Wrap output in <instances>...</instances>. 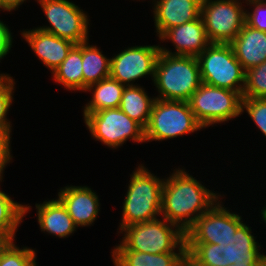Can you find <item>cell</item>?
I'll return each mask as SVG.
<instances>
[{
  "instance_id": "obj_1",
  "label": "cell",
  "mask_w": 266,
  "mask_h": 266,
  "mask_svg": "<svg viewBox=\"0 0 266 266\" xmlns=\"http://www.w3.org/2000/svg\"><path fill=\"white\" fill-rule=\"evenodd\" d=\"M220 197L184 168L174 169L163 183L161 217L185 233Z\"/></svg>"
},
{
  "instance_id": "obj_2",
  "label": "cell",
  "mask_w": 266,
  "mask_h": 266,
  "mask_svg": "<svg viewBox=\"0 0 266 266\" xmlns=\"http://www.w3.org/2000/svg\"><path fill=\"white\" fill-rule=\"evenodd\" d=\"M251 227L243 223L230 238L218 242L185 243L187 266H227L256 264L262 255Z\"/></svg>"
},
{
  "instance_id": "obj_3",
  "label": "cell",
  "mask_w": 266,
  "mask_h": 266,
  "mask_svg": "<svg viewBox=\"0 0 266 266\" xmlns=\"http://www.w3.org/2000/svg\"><path fill=\"white\" fill-rule=\"evenodd\" d=\"M130 177L122 206L119 232L124 227L152 221L161 216L162 188L165 178L160 179L143 164H139Z\"/></svg>"
},
{
  "instance_id": "obj_4",
  "label": "cell",
  "mask_w": 266,
  "mask_h": 266,
  "mask_svg": "<svg viewBox=\"0 0 266 266\" xmlns=\"http://www.w3.org/2000/svg\"><path fill=\"white\" fill-rule=\"evenodd\" d=\"M153 82L156 99L188 102L202 84L197 57L160 52Z\"/></svg>"
},
{
  "instance_id": "obj_5",
  "label": "cell",
  "mask_w": 266,
  "mask_h": 266,
  "mask_svg": "<svg viewBox=\"0 0 266 266\" xmlns=\"http://www.w3.org/2000/svg\"><path fill=\"white\" fill-rule=\"evenodd\" d=\"M120 244L112 250H133L150 254L187 252L185 233L165 218L124 227ZM177 250V251H176Z\"/></svg>"
},
{
  "instance_id": "obj_6",
  "label": "cell",
  "mask_w": 266,
  "mask_h": 266,
  "mask_svg": "<svg viewBox=\"0 0 266 266\" xmlns=\"http://www.w3.org/2000/svg\"><path fill=\"white\" fill-rule=\"evenodd\" d=\"M202 129L189 102L155 99L144 137L145 142L163 141Z\"/></svg>"
},
{
  "instance_id": "obj_7",
  "label": "cell",
  "mask_w": 266,
  "mask_h": 266,
  "mask_svg": "<svg viewBox=\"0 0 266 266\" xmlns=\"http://www.w3.org/2000/svg\"><path fill=\"white\" fill-rule=\"evenodd\" d=\"M203 83L243 95L245 74L230 43H211L197 56Z\"/></svg>"
},
{
  "instance_id": "obj_8",
  "label": "cell",
  "mask_w": 266,
  "mask_h": 266,
  "mask_svg": "<svg viewBox=\"0 0 266 266\" xmlns=\"http://www.w3.org/2000/svg\"><path fill=\"white\" fill-rule=\"evenodd\" d=\"M188 102L203 128L228 122L242 114V95L239 92L203 82Z\"/></svg>"
},
{
  "instance_id": "obj_9",
  "label": "cell",
  "mask_w": 266,
  "mask_h": 266,
  "mask_svg": "<svg viewBox=\"0 0 266 266\" xmlns=\"http://www.w3.org/2000/svg\"><path fill=\"white\" fill-rule=\"evenodd\" d=\"M83 118L91 136L113 150L128 139L140 144L145 142L144 128L119 107L88 113Z\"/></svg>"
},
{
  "instance_id": "obj_10",
  "label": "cell",
  "mask_w": 266,
  "mask_h": 266,
  "mask_svg": "<svg viewBox=\"0 0 266 266\" xmlns=\"http://www.w3.org/2000/svg\"><path fill=\"white\" fill-rule=\"evenodd\" d=\"M200 16L211 43H231L245 24L246 9L241 0H202Z\"/></svg>"
},
{
  "instance_id": "obj_11",
  "label": "cell",
  "mask_w": 266,
  "mask_h": 266,
  "mask_svg": "<svg viewBox=\"0 0 266 266\" xmlns=\"http://www.w3.org/2000/svg\"><path fill=\"white\" fill-rule=\"evenodd\" d=\"M50 26L37 27L74 44L89 41V17L69 0H38Z\"/></svg>"
},
{
  "instance_id": "obj_12",
  "label": "cell",
  "mask_w": 266,
  "mask_h": 266,
  "mask_svg": "<svg viewBox=\"0 0 266 266\" xmlns=\"http://www.w3.org/2000/svg\"><path fill=\"white\" fill-rule=\"evenodd\" d=\"M220 200L201 215L185 232V243L218 244L234 235L243 219L231 213Z\"/></svg>"
},
{
  "instance_id": "obj_13",
  "label": "cell",
  "mask_w": 266,
  "mask_h": 266,
  "mask_svg": "<svg viewBox=\"0 0 266 266\" xmlns=\"http://www.w3.org/2000/svg\"><path fill=\"white\" fill-rule=\"evenodd\" d=\"M160 52V45L128 47L111 58L110 77L125 86H136V80L149 75L154 80Z\"/></svg>"
},
{
  "instance_id": "obj_14",
  "label": "cell",
  "mask_w": 266,
  "mask_h": 266,
  "mask_svg": "<svg viewBox=\"0 0 266 266\" xmlns=\"http://www.w3.org/2000/svg\"><path fill=\"white\" fill-rule=\"evenodd\" d=\"M159 39L163 42L164 40H167V42L170 40L174 45L176 52L170 51L163 45L160 46L162 53L170 55L197 57L211 44L201 16L198 19L167 30Z\"/></svg>"
},
{
  "instance_id": "obj_15",
  "label": "cell",
  "mask_w": 266,
  "mask_h": 266,
  "mask_svg": "<svg viewBox=\"0 0 266 266\" xmlns=\"http://www.w3.org/2000/svg\"><path fill=\"white\" fill-rule=\"evenodd\" d=\"M66 207L76 227L91 226L100 211L96 192L88 186H66L61 188L57 197Z\"/></svg>"
},
{
  "instance_id": "obj_16",
  "label": "cell",
  "mask_w": 266,
  "mask_h": 266,
  "mask_svg": "<svg viewBox=\"0 0 266 266\" xmlns=\"http://www.w3.org/2000/svg\"><path fill=\"white\" fill-rule=\"evenodd\" d=\"M202 0H154L155 31L160 38L167 30L198 19Z\"/></svg>"
},
{
  "instance_id": "obj_17",
  "label": "cell",
  "mask_w": 266,
  "mask_h": 266,
  "mask_svg": "<svg viewBox=\"0 0 266 266\" xmlns=\"http://www.w3.org/2000/svg\"><path fill=\"white\" fill-rule=\"evenodd\" d=\"M21 34V37L25 39L44 66L50 69L51 73L65 60L68 52L75 45L67 39L57 37L39 28L23 30Z\"/></svg>"
},
{
  "instance_id": "obj_18",
  "label": "cell",
  "mask_w": 266,
  "mask_h": 266,
  "mask_svg": "<svg viewBox=\"0 0 266 266\" xmlns=\"http://www.w3.org/2000/svg\"><path fill=\"white\" fill-rule=\"evenodd\" d=\"M230 45L245 71L266 61V32L264 31L254 29L245 23Z\"/></svg>"
},
{
  "instance_id": "obj_19",
  "label": "cell",
  "mask_w": 266,
  "mask_h": 266,
  "mask_svg": "<svg viewBox=\"0 0 266 266\" xmlns=\"http://www.w3.org/2000/svg\"><path fill=\"white\" fill-rule=\"evenodd\" d=\"M37 221L40 230L59 238H68L77 229L66 207L57 199L36 203Z\"/></svg>"
},
{
  "instance_id": "obj_20",
  "label": "cell",
  "mask_w": 266,
  "mask_h": 266,
  "mask_svg": "<svg viewBox=\"0 0 266 266\" xmlns=\"http://www.w3.org/2000/svg\"><path fill=\"white\" fill-rule=\"evenodd\" d=\"M114 266H187V252L150 254L133 250H112Z\"/></svg>"
},
{
  "instance_id": "obj_21",
  "label": "cell",
  "mask_w": 266,
  "mask_h": 266,
  "mask_svg": "<svg viewBox=\"0 0 266 266\" xmlns=\"http://www.w3.org/2000/svg\"><path fill=\"white\" fill-rule=\"evenodd\" d=\"M125 87V85H122L119 81L111 77H107L98 83L90 85L86 89V92L91 91L92 98L83 107V116L104 109L120 107Z\"/></svg>"
},
{
  "instance_id": "obj_22",
  "label": "cell",
  "mask_w": 266,
  "mask_h": 266,
  "mask_svg": "<svg viewBox=\"0 0 266 266\" xmlns=\"http://www.w3.org/2000/svg\"><path fill=\"white\" fill-rule=\"evenodd\" d=\"M96 45L82 42L83 92L102 79L110 77L111 58H107Z\"/></svg>"
},
{
  "instance_id": "obj_23",
  "label": "cell",
  "mask_w": 266,
  "mask_h": 266,
  "mask_svg": "<svg viewBox=\"0 0 266 266\" xmlns=\"http://www.w3.org/2000/svg\"><path fill=\"white\" fill-rule=\"evenodd\" d=\"M155 99V97H149L142 86H126L119 108L145 128L148 124Z\"/></svg>"
},
{
  "instance_id": "obj_24",
  "label": "cell",
  "mask_w": 266,
  "mask_h": 266,
  "mask_svg": "<svg viewBox=\"0 0 266 266\" xmlns=\"http://www.w3.org/2000/svg\"><path fill=\"white\" fill-rule=\"evenodd\" d=\"M82 43L75 44L65 60L52 72L56 83L68 91H83Z\"/></svg>"
},
{
  "instance_id": "obj_25",
  "label": "cell",
  "mask_w": 266,
  "mask_h": 266,
  "mask_svg": "<svg viewBox=\"0 0 266 266\" xmlns=\"http://www.w3.org/2000/svg\"><path fill=\"white\" fill-rule=\"evenodd\" d=\"M31 207L15 202L0 189V233L7 240H15L17 229Z\"/></svg>"
},
{
  "instance_id": "obj_26",
  "label": "cell",
  "mask_w": 266,
  "mask_h": 266,
  "mask_svg": "<svg viewBox=\"0 0 266 266\" xmlns=\"http://www.w3.org/2000/svg\"><path fill=\"white\" fill-rule=\"evenodd\" d=\"M15 240H8L0 249V266H38L36 251L18 247Z\"/></svg>"
},
{
  "instance_id": "obj_27",
  "label": "cell",
  "mask_w": 266,
  "mask_h": 266,
  "mask_svg": "<svg viewBox=\"0 0 266 266\" xmlns=\"http://www.w3.org/2000/svg\"><path fill=\"white\" fill-rule=\"evenodd\" d=\"M242 97L266 98V61L246 71Z\"/></svg>"
},
{
  "instance_id": "obj_28",
  "label": "cell",
  "mask_w": 266,
  "mask_h": 266,
  "mask_svg": "<svg viewBox=\"0 0 266 266\" xmlns=\"http://www.w3.org/2000/svg\"><path fill=\"white\" fill-rule=\"evenodd\" d=\"M14 86L15 79L6 73L0 74V132L12 131V124L6 117L14 99Z\"/></svg>"
},
{
  "instance_id": "obj_29",
  "label": "cell",
  "mask_w": 266,
  "mask_h": 266,
  "mask_svg": "<svg viewBox=\"0 0 266 266\" xmlns=\"http://www.w3.org/2000/svg\"><path fill=\"white\" fill-rule=\"evenodd\" d=\"M244 110L266 137V98L242 97V114Z\"/></svg>"
},
{
  "instance_id": "obj_30",
  "label": "cell",
  "mask_w": 266,
  "mask_h": 266,
  "mask_svg": "<svg viewBox=\"0 0 266 266\" xmlns=\"http://www.w3.org/2000/svg\"><path fill=\"white\" fill-rule=\"evenodd\" d=\"M247 6L253 7L251 12L246 10L245 23L257 30L266 32V0H242Z\"/></svg>"
},
{
  "instance_id": "obj_31",
  "label": "cell",
  "mask_w": 266,
  "mask_h": 266,
  "mask_svg": "<svg viewBox=\"0 0 266 266\" xmlns=\"http://www.w3.org/2000/svg\"><path fill=\"white\" fill-rule=\"evenodd\" d=\"M11 132L12 131H1L0 132V182L3 180V175L7 164L12 159L11 154Z\"/></svg>"
},
{
  "instance_id": "obj_32",
  "label": "cell",
  "mask_w": 266,
  "mask_h": 266,
  "mask_svg": "<svg viewBox=\"0 0 266 266\" xmlns=\"http://www.w3.org/2000/svg\"><path fill=\"white\" fill-rule=\"evenodd\" d=\"M12 43L13 36L8 25L0 20V62L10 52Z\"/></svg>"
},
{
  "instance_id": "obj_33",
  "label": "cell",
  "mask_w": 266,
  "mask_h": 266,
  "mask_svg": "<svg viewBox=\"0 0 266 266\" xmlns=\"http://www.w3.org/2000/svg\"><path fill=\"white\" fill-rule=\"evenodd\" d=\"M26 1L27 0H0V11L2 9L3 11L11 12L20 8L19 6Z\"/></svg>"
},
{
  "instance_id": "obj_34",
  "label": "cell",
  "mask_w": 266,
  "mask_h": 266,
  "mask_svg": "<svg viewBox=\"0 0 266 266\" xmlns=\"http://www.w3.org/2000/svg\"><path fill=\"white\" fill-rule=\"evenodd\" d=\"M255 266H266V255L262 253Z\"/></svg>"
},
{
  "instance_id": "obj_35",
  "label": "cell",
  "mask_w": 266,
  "mask_h": 266,
  "mask_svg": "<svg viewBox=\"0 0 266 266\" xmlns=\"http://www.w3.org/2000/svg\"><path fill=\"white\" fill-rule=\"evenodd\" d=\"M8 240L0 233V249Z\"/></svg>"
},
{
  "instance_id": "obj_36",
  "label": "cell",
  "mask_w": 266,
  "mask_h": 266,
  "mask_svg": "<svg viewBox=\"0 0 266 266\" xmlns=\"http://www.w3.org/2000/svg\"><path fill=\"white\" fill-rule=\"evenodd\" d=\"M261 216H262V219L264 220V222L266 223V207H264L262 210H261Z\"/></svg>"
},
{
  "instance_id": "obj_37",
  "label": "cell",
  "mask_w": 266,
  "mask_h": 266,
  "mask_svg": "<svg viewBox=\"0 0 266 266\" xmlns=\"http://www.w3.org/2000/svg\"><path fill=\"white\" fill-rule=\"evenodd\" d=\"M256 264H236L235 266H255ZM227 266H231V265H227ZM233 266V265H232Z\"/></svg>"
}]
</instances>
